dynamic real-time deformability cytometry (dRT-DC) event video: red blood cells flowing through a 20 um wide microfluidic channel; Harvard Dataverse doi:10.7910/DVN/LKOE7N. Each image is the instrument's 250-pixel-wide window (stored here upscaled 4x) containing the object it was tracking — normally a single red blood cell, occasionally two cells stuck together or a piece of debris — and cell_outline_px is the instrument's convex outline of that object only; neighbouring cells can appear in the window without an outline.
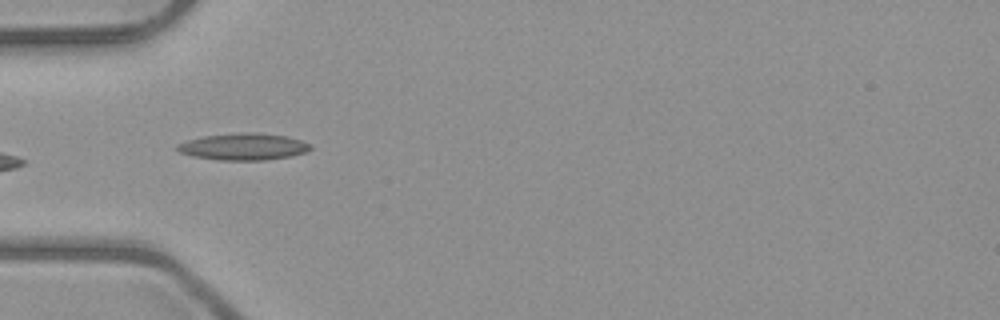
{"species": "common noctule bat (a hibernating species)", "species_latin": "Nyctalus noctula", "temperature_condition": "room temperature", "stored_images_in_passage": 8, "camera_frame_rate_fps": 3000, "um_per_image_px": 0.085, "animal": {"sex": "male", "body_mass_g": 23.1, "forearm_length_mm": 52.7}, "frame": {"image": 1, "passage_image": 4, "time_ms": 4.333, "image_size_px": [1000, 320], "cell_outline_px": [[312, 148], [304, 152], [292, 156], [264, 160], [216, 160], [192, 156], [180, 152], [176, 148], [176, 144], [200, 136], [240, 132], [256, 132], [284, 136], [300, 140], [308, 144]], "centroid_in_image_um": [20.63, 12.46], "position_along_channel_um": 64.4, "area_um2": 20.81}}
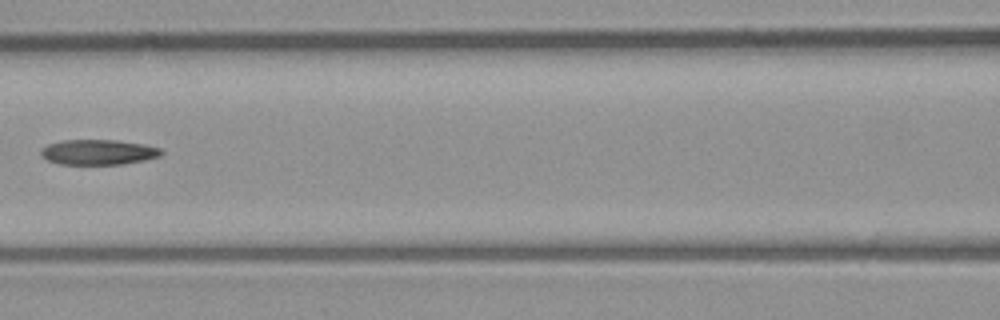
{"frame": {"image": 2, "passage_image": 6, "time_ms": 6.667, "image_size_px": [1000, 320], "cell_outline_px": [[164, 152], [160, 156], [144, 160], [124, 164], [60, 164], [48, 160], [40, 156], [40, 152], [48, 144], [64, 140], [116, 140], [144, 144], [160, 148]], "centroid_in_image_um": [8.37, 12.93], "position_along_channel_um": 158.2, "area_um2": 17.63}}
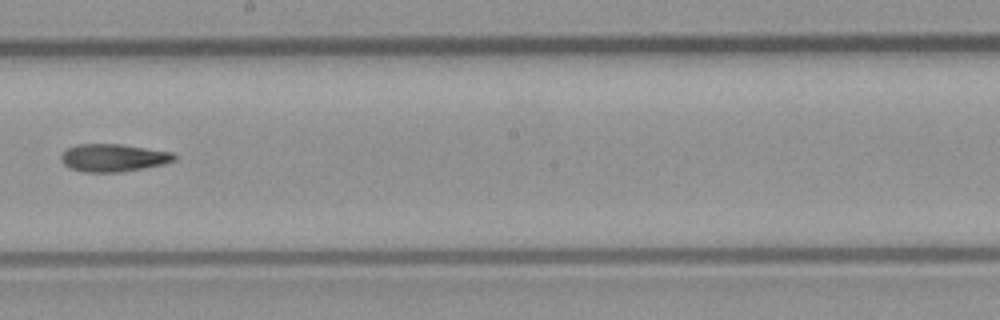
{"frame": {"image": 3, "passage_image": 8, "time_ms": 8.667, "image_size_px": [1000, 320], "cell_outline_px": [[176, 156], [172, 160], [164, 164], [144, 168], [120, 172], [84, 172], [68, 168], [60, 160], [60, 156], [68, 148], [76, 144], [120, 144], [172, 152]], "centroid_in_image_um": [9.59, 13.41], "position_along_channel_um": 238.6, "area_um2": 18.21}}